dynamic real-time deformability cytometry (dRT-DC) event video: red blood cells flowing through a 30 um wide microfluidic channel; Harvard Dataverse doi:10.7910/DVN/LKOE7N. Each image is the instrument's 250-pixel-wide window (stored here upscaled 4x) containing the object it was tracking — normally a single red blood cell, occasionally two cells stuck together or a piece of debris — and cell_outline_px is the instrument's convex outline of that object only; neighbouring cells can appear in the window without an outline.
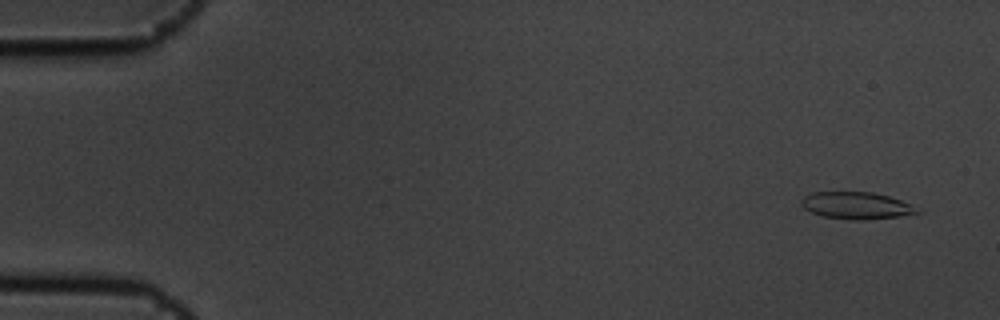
{"species": "common noctule bat (a hibernating species)", "species_latin": "Nyctalus noctula", "temperature_condition": "cold", "stored_images_in_passage": 10, "camera_frame_rate_fps": 3000, "um_per_image_px": 0.085, "animal": {"sex": "male", "body_mass_g": 19.5, "forearm_length_mm": 54.6}, "frame": {"image": 1, "passage_image": 1, "time_ms": 0.0, "image_size_px": [1000, 320], "cell_outline_px": [[924, 212], [900, 216], [864, 220], [852, 220], [824, 216], [812, 212], [804, 208], [800, 204], [800, 200], [804, 196], [812, 192], [872, 192], [888, 196], [912, 204]], "centroid_in_image_um": [72.81, 17.47], "position_along_channel_um": 12.2, "area_um2": 18.32}}
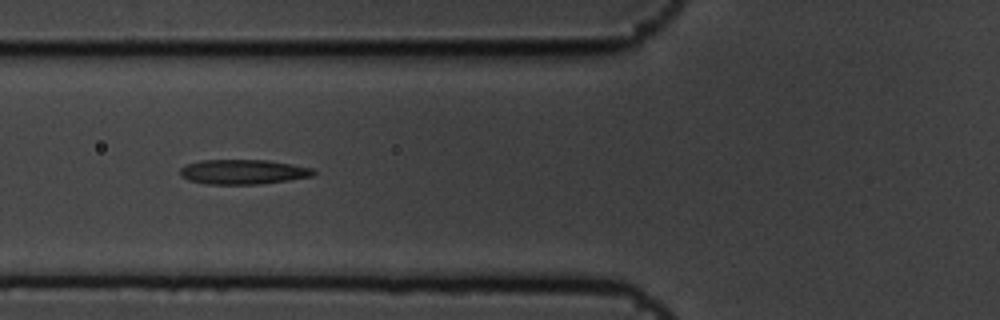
{"frame": {"image": 2, "passage_image": 6, "time_ms": 1.667, "image_size_px": [1000, 320], "cell_outline_px": [[316, 172], [312, 176], [288, 180], [260, 184], [208, 184], [188, 180], [180, 176], [180, 168], [188, 164], [200, 160], [268, 160], [312, 168]], "centroid_in_image_um": [20.64, 14.61], "position_along_channel_um": 105.2, "area_um2": 19.13}}
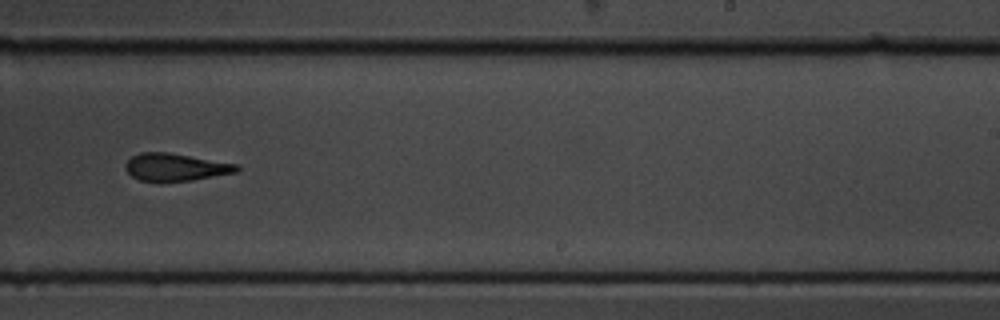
{"frame": {"image": 3, "passage_image": 10, "time_ms": 3.0, "image_size_px": [1000, 320], "cell_outline_px": [[240, 168], [236, 172], [192, 180], [160, 184], [140, 180], [132, 176], [124, 168], [124, 164], [132, 156], [140, 152], [168, 152], [240, 164]], "centroid_in_image_um": [14.89, 14.23], "position_along_channel_um": 274.1, "area_um2": 18.38}}